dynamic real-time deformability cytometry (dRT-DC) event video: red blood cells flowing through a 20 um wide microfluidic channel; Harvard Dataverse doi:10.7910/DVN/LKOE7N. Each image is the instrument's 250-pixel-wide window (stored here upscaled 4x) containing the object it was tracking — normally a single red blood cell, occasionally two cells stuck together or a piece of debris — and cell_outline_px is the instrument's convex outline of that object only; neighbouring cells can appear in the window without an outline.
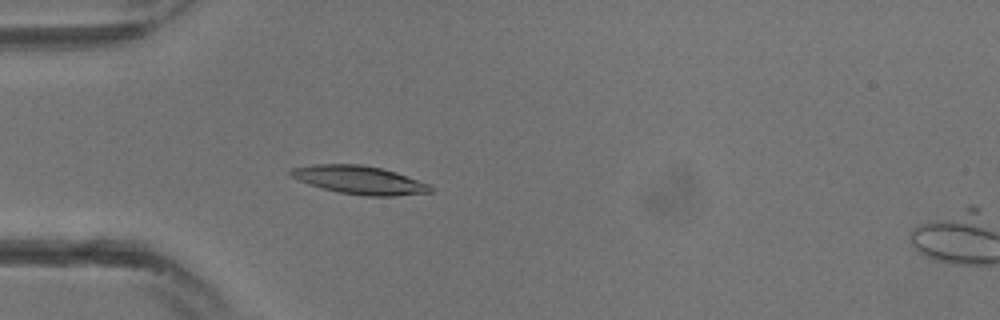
{"species": "common noctule bat (a hibernating species)", "species_latin": "Nyctalus noctula", "temperature_condition": "warm", "stored_images_in_passage": 10, "camera_frame_rate_fps": 3000, "um_per_image_px": 0.085, "animal": {"sex": "male", "body_mass_g": 13.3}, "frame": {"image": 1, "passage_image": 9, "time_ms": 2.667, "image_size_px": [1000, 320], "cell_outline_px": [[436, 188], [432, 192], [396, 196], [368, 196], [336, 192], [308, 184], [296, 180], [288, 172], [292, 168], [312, 164], [360, 164], [380, 168], [396, 172], [428, 184]], "centroid_in_image_um": [30.54, 15.3], "position_along_channel_um": 54.5, "area_um2": 23.12}}